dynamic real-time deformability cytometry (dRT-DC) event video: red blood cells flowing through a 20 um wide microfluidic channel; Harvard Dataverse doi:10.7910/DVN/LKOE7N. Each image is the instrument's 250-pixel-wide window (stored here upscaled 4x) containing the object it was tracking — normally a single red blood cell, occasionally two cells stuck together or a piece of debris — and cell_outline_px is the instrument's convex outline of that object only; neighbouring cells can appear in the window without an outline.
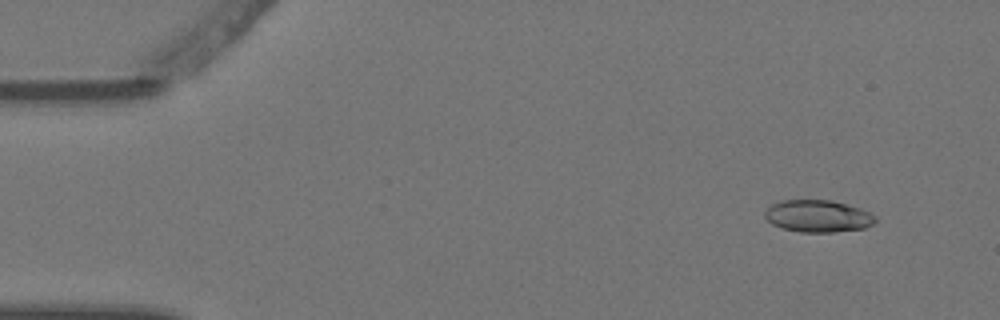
{"species": "Egyptian fruit bat (a non-hibernating species)", "species_latin": "Rousettus aegyptiacus", "temperature_condition": "warm", "stored_images_in_passage": 5, "camera_frame_rate_fps": 3000, "um_per_image_px": 0.085, "animal": {"sex": "female"}, "frame": {"image": 1, "passage_image": 2, "time_ms": 0.333, "image_size_px": [1000, 320], "cell_outline_px": [[876, 220], [872, 224], [864, 228], [832, 232], [800, 232], [780, 228], [772, 224], [764, 216], [764, 212], [772, 204], [780, 200], [832, 200], [860, 208], [876, 216]], "centroid_in_image_um": [69.5, 18.37], "position_along_channel_um": 15.5, "area_um2": 20.69}}
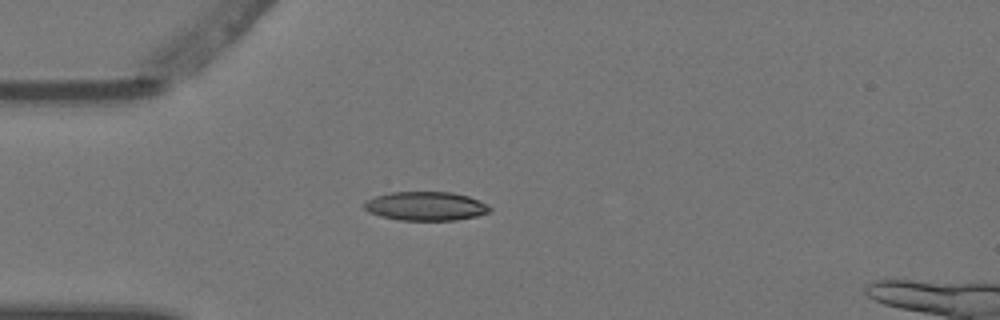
{"frame": {"image": 2, "passage_image": 4, "time_ms": 1.0, "image_size_px": [1000, 320], "cell_outline_px": [[492, 208], [488, 212], [476, 216], [456, 220], [400, 220], [380, 216], [368, 212], [364, 208], [364, 200], [376, 196], [392, 192], [452, 192], [468, 196], [488, 204]], "centroid_in_image_um": [36.17, 17.52], "position_along_channel_um": 48.8, "area_um2": 21.15}}